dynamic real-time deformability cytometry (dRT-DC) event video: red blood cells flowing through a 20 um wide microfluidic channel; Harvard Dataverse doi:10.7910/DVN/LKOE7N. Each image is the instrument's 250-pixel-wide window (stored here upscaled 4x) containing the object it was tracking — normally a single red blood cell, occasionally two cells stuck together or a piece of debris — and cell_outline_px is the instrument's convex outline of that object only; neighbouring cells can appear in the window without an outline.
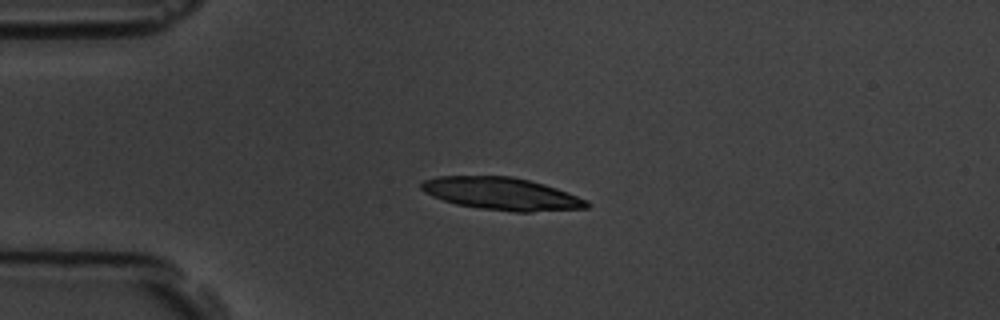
{"species": "common noctule bat (a hibernating species)", "species_latin": "Nyctalus noctula", "temperature_condition": "room temperature", "stored_images_in_passage": 4, "camera_frame_rate_fps": 3000, "um_per_image_px": 0.085, "animal": {"sex": "male", "body_mass_g": 19.5, "forearm_length_mm": 54.6}, "frame": {"image": 1, "passage_image": 3, "time_ms": 2.333, "image_size_px": [1000, 320], "cell_outline_px": [[592, 204], [588, 208], [532, 212], [516, 212], [480, 208], [456, 204], [432, 196], [424, 192], [420, 188], [420, 184], [424, 180], [440, 176], [512, 176], [544, 184], [568, 192], [588, 200]], "centroid_in_image_um": [42.67, 16.47], "position_along_channel_um": 42.3, "area_um2": 31.39}}